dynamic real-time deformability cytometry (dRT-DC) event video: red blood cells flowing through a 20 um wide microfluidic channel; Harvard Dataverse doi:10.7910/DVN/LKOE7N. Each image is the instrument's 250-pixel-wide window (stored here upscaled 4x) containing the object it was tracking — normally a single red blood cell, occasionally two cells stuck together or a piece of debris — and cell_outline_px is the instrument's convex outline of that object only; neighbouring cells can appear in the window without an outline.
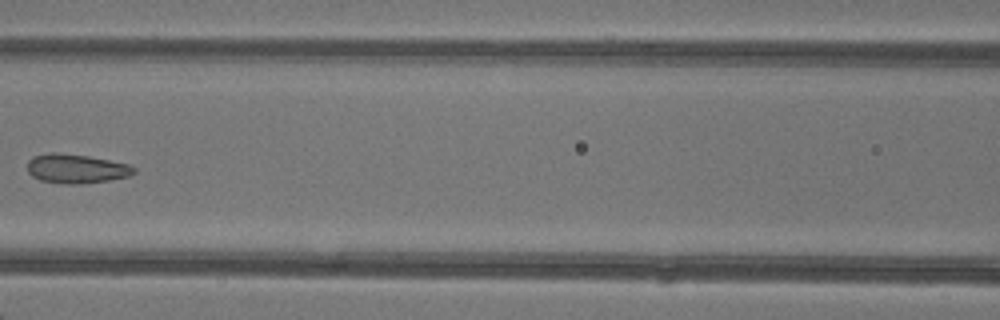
{"species": "common noctule bat (a hibernating species)", "species_latin": "Nyctalus noctula", "temperature_condition": "warm", "stored_images_in_passage": 6, "camera_frame_rate_fps": 3000, "um_per_image_px": 0.085, "animal": {"sex": "female"}, "frame": {"image": 1, "passage_image": 6, "time_ms": 6.667, "image_size_px": [1000, 320], "cell_outline_px": [[136, 172], [128, 176], [108, 180], [80, 184], [64, 184], [40, 180], [32, 176], [28, 172], [28, 160], [32, 156], [52, 152], [88, 156], [128, 164], [136, 168]], "centroid_in_image_um": [6.46, 14.34], "position_along_channel_um": 160.1, "area_um2": 18.03}}